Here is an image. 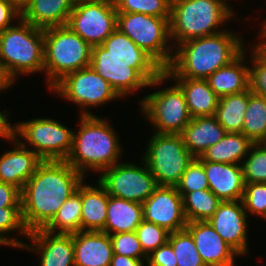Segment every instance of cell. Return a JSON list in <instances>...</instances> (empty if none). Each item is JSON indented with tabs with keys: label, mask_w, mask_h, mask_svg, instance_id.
<instances>
[{
	"label": "cell",
	"mask_w": 266,
	"mask_h": 266,
	"mask_svg": "<svg viewBox=\"0 0 266 266\" xmlns=\"http://www.w3.org/2000/svg\"><path fill=\"white\" fill-rule=\"evenodd\" d=\"M85 177L66 161H42L21 190V212L30 232L44 228Z\"/></svg>",
	"instance_id": "cell-1"
},
{
	"label": "cell",
	"mask_w": 266,
	"mask_h": 266,
	"mask_svg": "<svg viewBox=\"0 0 266 266\" xmlns=\"http://www.w3.org/2000/svg\"><path fill=\"white\" fill-rule=\"evenodd\" d=\"M243 42L242 37L228 30L187 40L173 46L176 50L164 72L169 78L207 79L246 50Z\"/></svg>",
	"instance_id": "cell-2"
},
{
	"label": "cell",
	"mask_w": 266,
	"mask_h": 266,
	"mask_svg": "<svg viewBox=\"0 0 266 266\" xmlns=\"http://www.w3.org/2000/svg\"><path fill=\"white\" fill-rule=\"evenodd\" d=\"M82 110L79 131L73 132L72 149L65 160L84 177L87 170L102 172L119 163L122 146L109 121Z\"/></svg>",
	"instance_id": "cell-3"
},
{
	"label": "cell",
	"mask_w": 266,
	"mask_h": 266,
	"mask_svg": "<svg viewBox=\"0 0 266 266\" xmlns=\"http://www.w3.org/2000/svg\"><path fill=\"white\" fill-rule=\"evenodd\" d=\"M90 67L105 79L120 98L170 78L154 59H118L102 45L92 47Z\"/></svg>",
	"instance_id": "cell-4"
},
{
	"label": "cell",
	"mask_w": 266,
	"mask_h": 266,
	"mask_svg": "<svg viewBox=\"0 0 266 266\" xmlns=\"http://www.w3.org/2000/svg\"><path fill=\"white\" fill-rule=\"evenodd\" d=\"M226 2L227 0H172L170 41L176 40L179 45L190 39L224 31L219 30L222 23L232 19L235 12Z\"/></svg>",
	"instance_id": "cell-5"
},
{
	"label": "cell",
	"mask_w": 266,
	"mask_h": 266,
	"mask_svg": "<svg viewBox=\"0 0 266 266\" xmlns=\"http://www.w3.org/2000/svg\"><path fill=\"white\" fill-rule=\"evenodd\" d=\"M17 23L0 33V62L14 82L18 75L44 71V29L22 18Z\"/></svg>",
	"instance_id": "cell-6"
},
{
	"label": "cell",
	"mask_w": 266,
	"mask_h": 266,
	"mask_svg": "<svg viewBox=\"0 0 266 266\" xmlns=\"http://www.w3.org/2000/svg\"><path fill=\"white\" fill-rule=\"evenodd\" d=\"M92 46L67 25L44 29V72L49 90L66 74L90 67Z\"/></svg>",
	"instance_id": "cell-7"
},
{
	"label": "cell",
	"mask_w": 266,
	"mask_h": 266,
	"mask_svg": "<svg viewBox=\"0 0 266 266\" xmlns=\"http://www.w3.org/2000/svg\"><path fill=\"white\" fill-rule=\"evenodd\" d=\"M169 21L170 18L143 13H117V28L149 54L163 69L170 65L174 52L172 45L168 43L170 42Z\"/></svg>",
	"instance_id": "cell-8"
},
{
	"label": "cell",
	"mask_w": 266,
	"mask_h": 266,
	"mask_svg": "<svg viewBox=\"0 0 266 266\" xmlns=\"http://www.w3.org/2000/svg\"><path fill=\"white\" fill-rule=\"evenodd\" d=\"M158 186H176L195 158L186 148L181 134L154 133L142 155Z\"/></svg>",
	"instance_id": "cell-9"
},
{
	"label": "cell",
	"mask_w": 266,
	"mask_h": 266,
	"mask_svg": "<svg viewBox=\"0 0 266 266\" xmlns=\"http://www.w3.org/2000/svg\"><path fill=\"white\" fill-rule=\"evenodd\" d=\"M73 132L59 121L35 118L11 126V135L21 136L43 160L65 161L72 149Z\"/></svg>",
	"instance_id": "cell-10"
},
{
	"label": "cell",
	"mask_w": 266,
	"mask_h": 266,
	"mask_svg": "<svg viewBox=\"0 0 266 266\" xmlns=\"http://www.w3.org/2000/svg\"><path fill=\"white\" fill-rule=\"evenodd\" d=\"M140 105L155 133L181 134L192 119L185 95L176 83L143 97Z\"/></svg>",
	"instance_id": "cell-11"
},
{
	"label": "cell",
	"mask_w": 266,
	"mask_h": 266,
	"mask_svg": "<svg viewBox=\"0 0 266 266\" xmlns=\"http://www.w3.org/2000/svg\"><path fill=\"white\" fill-rule=\"evenodd\" d=\"M117 13L114 0H76L66 25L93 47L117 28Z\"/></svg>",
	"instance_id": "cell-12"
},
{
	"label": "cell",
	"mask_w": 266,
	"mask_h": 266,
	"mask_svg": "<svg viewBox=\"0 0 266 266\" xmlns=\"http://www.w3.org/2000/svg\"><path fill=\"white\" fill-rule=\"evenodd\" d=\"M102 172L97 182L109 196L120 199L142 204L158 187L144 160L142 167L119 162Z\"/></svg>",
	"instance_id": "cell-13"
},
{
	"label": "cell",
	"mask_w": 266,
	"mask_h": 266,
	"mask_svg": "<svg viewBox=\"0 0 266 266\" xmlns=\"http://www.w3.org/2000/svg\"><path fill=\"white\" fill-rule=\"evenodd\" d=\"M50 91L80 108L83 107L82 109L93 106L96 108L120 97L111 85L91 67L66 74Z\"/></svg>",
	"instance_id": "cell-14"
},
{
	"label": "cell",
	"mask_w": 266,
	"mask_h": 266,
	"mask_svg": "<svg viewBox=\"0 0 266 266\" xmlns=\"http://www.w3.org/2000/svg\"><path fill=\"white\" fill-rule=\"evenodd\" d=\"M143 219L169 232L186 229L183 198L176 186H158L142 203Z\"/></svg>",
	"instance_id": "cell-15"
},
{
	"label": "cell",
	"mask_w": 266,
	"mask_h": 266,
	"mask_svg": "<svg viewBox=\"0 0 266 266\" xmlns=\"http://www.w3.org/2000/svg\"><path fill=\"white\" fill-rule=\"evenodd\" d=\"M241 200L222 201L214 215L208 220L221 238L238 254L245 255L248 250L247 218Z\"/></svg>",
	"instance_id": "cell-16"
},
{
	"label": "cell",
	"mask_w": 266,
	"mask_h": 266,
	"mask_svg": "<svg viewBox=\"0 0 266 266\" xmlns=\"http://www.w3.org/2000/svg\"><path fill=\"white\" fill-rule=\"evenodd\" d=\"M186 229L191 233L206 266H236L235 260L239 254L221 238L208 221L188 222Z\"/></svg>",
	"instance_id": "cell-17"
},
{
	"label": "cell",
	"mask_w": 266,
	"mask_h": 266,
	"mask_svg": "<svg viewBox=\"0 0 266 266\" xmlns=\"http://www.w3.org/2000/svg\"><path fill=\"white\" fill-rule=\"evenodd\" d=\"M33 243L22 248L33 250L41 256L40 266H75L73 234L51 233L36 229L29 232Z\"/></svg>",
	"instance_id": "cell-18"
},
{
	"label": "cell",
	"mask_w": 266,
	"mask_h": 266,
	"mask_svg": "<svg viewBox=\"0 0 266 266\" xmlns=\"http://www.w3.org/2000/svg\"><path fill=\"white\" fill-rule=\"evenodd\" d=\"M6 139L14 142L15 148L0 157V182L22 190L43 160L31 148L28 149L26 144H21L18 138L10 135Z\"/></svg>",
	"instance_id": "cell-19"
},
{
	"label": "cell",
	"mask_w": 266,
	"mask_h": 266,
	"mask_svg": "<svg viewBox=\"0 0 266 266\" xmlns=\"http://www.w3.org/2000/svg\"><path fill=\"white\" fill-rule=\"evenodd\" d=\"M199 161L203 164L209 189L221 201L242 200L245 182L241 165Z\"/></svg>",
	"instance_id": "cell-20"
},
{
	"label": "cell",
	"mask_w": 266,
	"mask_h": 266,
	"mask_svg": "<svg viewBox=\"0 0 266 266\" xmlns=\"http://www.w3.org/2000/svg\"><path fill=\"white\" fill-rule=\"evenodd\" d=\"M75 266H110L113 255L110 235L103 231L73 234Z\"/></svg>",
	"instance_id": "cell-21"
},
{
	"label": "cell",
	"mask_w": 266,
	"mask_h": 266,
	"mask_svg": "<svg viewBox=\"0 0 266 266\" xmlns=\"http://www.w3.org/2000/svg\"><path fill=\"white\" fill-rule=\"evenodd\" d=\"M227 132L215 115L191 119L181 133L184 144L195 157H200L209 147L219 142Z\"/></svg>",
	"instance_id": "cell-22"
},
{
	"label": "cell",
	"mask_w": 266,
	"mask_h": 266,
	"mask_svg": "<svg viewBox=\"0 0 266 266\" xmlns=\"http://www.w3.org/2000/svg\"><path fill=\"white\" fill-rule=\"evenodd\" d=\"M246 55L244 50L230 64L217 69L206 79L210 88L219 98L250 89V67L243 64L247 59L245 58Z\"/></svg>",
	"instance_id": "cell-23"
},
{
	"label": "cell",
	"mask_w": 266,
	"mask_h": 266,
	"mask_svg": "<svg viewBox=\"0 0 266 266\" xmlns=\"http://www.w3.org/2000/svg\"><path fill=\"white\" fill-rule=\"evenodd\" d=\"M81 231H102L107 219L109 195L98 182L96 186L80 184Z\"/></svg>",
	"instance_id": "cell-24"
},
{
	"label": "cell",
	"mask_w": 266,
	"mask_h": 266,
	"mask_svg": "<svg viewBox=\"0 0 266 266\" xmlns=\"http://www.w3.org/2000/svg\"><path fill=\"white\" fill-rule=\"evenodd\" d=\"M76 0H32L21 18L41 29L65 26Z\"/></svg>",
	"instance_id": "cell-25"
},
{
	"label": "cell",
	"mask_w": 266,
	"mask_h": 266,
	"mask_svg": "<svg viewBox=\"0 0 266 266\" xmlns=\"http://www.w3.org/2000/svg\"><path fill=\"white\" fill-rule=\"evenodd\" d=\"M185 95L192 118L215 115L219 97L210 88L206 79L171 78Z\"/></svg>",
	"instance_id": "cell-26"
},
{
	"label": "cell",
	"mask_w": 266,
	"mask_h": 266,
	"mask_svg": "<svg viewBox=\"0 0 266 266\" xmlns=\"http://www.w3.org/2000/svg\"><path fill=\"white\" fill-rule=\"evenodd\" d=\"M143 220L141 203L109 196L107 219L103 232L111 235L120 232H133Z\"/></svg>",
	"instance_id": "cell-27"
},
{
	"label": "cell",
	"mask_w": 266,
	"mask_h": 266,
	"mask_svg": "<svg viewBox=\"0 0 266 266\" xmlns=\"http://www.w3.org/2000/svg\"><path fill=\"white\" fill-rule=\"evenodd\" d=\"M252 144L253 142L243 133L227 132L219 142L209 147L197 159L241 165Z\"/></svg>",
	"instance_id": "cell-28"
},
{
	"label": "cell",
	"mask_w": 266,
	"mask_h": 266,
	"mask_svg": "<svg viewBox=\"0 0 266 266\" xmlns=\"http://www.w3.org/2000/svg\"><path fill=\"white\" fill-rule=\"evenodd\" d=\"M248 90L219 98L215 116L226 132L242 133Z\"/></svg>",
	"instance_id": "cell-29"
},
{
	"label": "cell",
	"mask_w": 266,
	"mask_h": 266,
	"mask_svg": "<svg viewBox=\"0 0 266 266\" xmlns=\"http://www.w3.org/2000/svg\"><path fill=\"white\" fill-rule=\"evenodd\" d=\"M179 193L187 222L208 221L222 203L210 189Z\"/></svg>",
	"instance_id": "cell-30"
},
{
	"label": "cell",
	"mask_w": 266,
	"mask_h": 266,
	"mask_svg": "<svg viewBox=\"0 0 266 266\" xmlns=\"http://www.w3.org/2000/svg\"><path fill=\"white\" fill-rule=\"evenodd\" d=\"M81 196L80 185L59 208L53 219L43 228L44 230L62 234H74L81 231Z\"/></svg>",
	"instance_id": "cell-31"
},
{
	"label": "cell",
	"mask_w": 266,
	"mask_h": 266,
	"mask_svg": "<svg viewBox=\"0 0 266 266\" xmlns=\"http://www.w3.org/2000/svg\"><path fill=\"white\" fill-rule=\"evenodd\" d=\"M242 133L253 143L266 140V97L248 90V106L245 112Z\"/></svg>",
	"instance_id": "cell-32"
},
{
	"label": "cell",
	"mask_w": 266,
	"mask_h": 266,
	"mask_svg": "<svg viewBox=\"0 0 266 266\" xmlns=\"http://www.w3.org/2000/svg\"><path fill=\"white\" fill-rule=\"evenodd\" d=\"M168 242L177 259V266H206L199 255L191 233L187 229L170 232Z\"/></svg>",
	"instance_id": "cell-33"
},
{
	"label": "cell",
	"mask_w": 266,
	"mask_h": 266,
	"mask_svg": "<svg viewBox=\"0 0 266 266\" xmlns=\"http://www.w3.org/2000/svg\"><path fill=\"white\" fill-rule=\"evenodd\" d=\"M108 54L118 59H153L143 49L116 28L101 44Z\"/></svg>",
	"instance_id": "cell-34"
},
{
	"label": "cell",
	"mask_w": 266,
	"mask_h": 266,
	"mask_svg": "<svg viewBox=\"0 0 266 266\" xmlns=\"http://www.w3.org/2000/svg\"><path fill=\"white\" fill-rule=\"evenodd\" d=\"M14 230L26 237L29 235V231L26 229L22 219L21 207L0 208V245L23 247L24 242L22 243L16 237L9 238L5 235Z\"/></svg>",
	"instance_id": "cell-35"
},
{
	"label": "cell",
	"mask_w": 266,
	"mask_h": 266,
	"mask_svg": "<svg viewBox=\"0 0 266 266\" xmlns=\"http://www.w3.org/2000/svg\"><path fill=\"white\" fill-rule=\"evenodd\" d=\"M248 155L245 157L246 161L241 164L244 182L266 183V145L264 143H253Z\"/></svg>",
	"instance_id": "cell-36"
},
{
	"label": "cell",
	"mask_w": 266,
	"mask_h": 266,
	"mask_svg": "<svg viewBox=\"0 0 266 266\" xmlns=\"http://www.w3.org/2000/svg\"><path fill=\"white\" fill-rule=\"evenodd\" d=\"M172 0H114L116 11L170 18Z\"/></svg>",
	"instance_id": "cell-37"
},
{
	"label": "cell",
	"mask_w": 266,
	"mask_h": 266,
	"mask_svg": "<svg viewBox=\"0 0 266 266\" xmlns=\"http://www.w3.org/2000/svg\"><path fill=\"white\" fill-rule=\"evenodd\" d=\"M136 234L144 253L148 256L168 242L170 232L152 222L142 220L136 228Z\"/></svg>",
	"instance_id": "cell-38"
},
{
	"label": "cell",
	"mask_w": 266,
	"mask_h": 266,
	"mask_svg": "<svg viewBox=\"0 0 266 266\" xmlns=\"http://www.w3.org/2000/svg\"><path fill=\"white\" fill-rule=\"evenodd\" d=\"M251 52L250 88L255 94L266 97V48L259 42Z\"/></svg>",
	"instance_id": "cell-39"
},
{
	"label": "cell",
	"mask_w": 266,
	"mask_h": 266,
	"mask_svg": "<svg viewBox=\"0 0 266 266\" xmlns=\"http://www.w3.org/2000/svg\"><path fill=\"white\" fill-rule=\"evenodd\" d=\"M242 203L246 213L266 217V183H245Z\"/></svg>",
	"instance_id": "cell-40"
},
{
	"label": "cell",
	"mask_w": 266,
	"mask_h": 266,
	"mask_svg": "<svg viewBox=\"0 0 266 266\" xmlns=\"http://www.w3.org/2000/svg\"><path fill=\"white\" fill-rule=\"evenodd\" d=\"M110 239L114 254H119L135 259L148 258L141 247L135 231L111 234Z\"/></svg>",
	"instance_id": "cell-41"
},
{
	"label": "cell",
	"mask_w": 266,
	"mask_h": 266,
	"mask_svg": "<svg viewBox=\"0 0 266 266\" xmlns=\"http://www.w3.org/2000/svg\"><path fill=\"white\" fill-rule=\"evenodd\" d=\"M176 188L178 192H193L195 190L209 189L203 164L197 158H194L187 166Z\"/></svg>",
	"instance_id": "cell-42"
},
{
	"label": "cell",
	"mask_w": 266,
	"mask_h": 266,
	"mask_svg": "<svg viewBox=\"0 0 266 266\" xmlns=\"http://www.w3.org/2000/svg\"><path fill=\"white\" fill-rule=\"evenodd\" d=\"M146 266H177L171 244L167 242L148 255Z\"/></svg>",
	"instance_id": "cell-43"
},
{
	"label": "cell",
	"mask_w": 266,
	"mask_h": 266,
	"mask_svg": "<svg viewBox=\"0 0 266 266\" xmlns=\"http://www.w3.org/2000/svg\"><path fill=\"white\" fill-rule=\"evenodd\" d=\"M21 207V190L14 185L0 182V208Z\"/></svg>",
	"instance_id": "cell-44"
},
{
	"label": "cell",
	"mask_w": 266,
	"mask_h": 266,
	"mask_svg": "<svg viewBox=\"0 0 266 266\" xmlns=\"http://www.w3.org/2000/svg\"><path fill=\"white\" fill-rule=\"evenodd\" d=\"M21 18V14L9 0H0V33L12 26L14 19Z\"/></svg>",
	"instance_id": "cell-45"
},
{
	"label": "cell",
	"mask_w": 266,
	"mask_h": 266,
	"mask_svg": "<svg viewBox=\"0 0 266 266\" xmlns=\"http://www.w3.org/2000/svg\"><path fill=\"white\" fill-rule=\"evenodd\" d=\"M144 261L147 262V259H135L113 253L110 266H144Z\"/></svg>",
	"instance_id": "cell-46"
},
{
	"label": "cell",
	"mask_w": 266,
	"mask_h": 266,
	"mask_svg": "<svg viewBox=\"0 0 266 266\" xmlns=\"http://www.w3.org/2000/svg\"><path fill=\"white\" fill-rule=\"evenodd\" d=\"M8 114L0 111V137L6 139L11 135V123L8 122Z\"/></svg>",
	"instance_id": "cell-47"
},
{
	"label": "cell",
	"mask_w": 266,
	"mask_h": 266,
	"mask_svg": "<svg viewBox=\"0 0 266 266\" xmlns=\"http://www.w3.org/2000/svg\"><path fill=\"white\" fill-rule=\"evenodd\" d=\"M13 82L0 62V93L2 90L9 89L8 87L12 86Z\"/></svg>",
	"instance_id": "cell-48"
},
{
	"label": "cell",
	"mask_w": 266,
	"mask_h": 266,
	"mask_svg": "<svg viewBox=\"0 0 266 266\" xmlns=\"http://www.w3.org/2000/svg\"><path fill=\"white\" fill-rule=\"evenodd\" d=\"M9 1L12 3L14 8L20 14H22L28 8V6L31 4L32 0H9Z\"/></svg>",
	"instance_id": "cell-49"
},
{
	"label": "cell",
	"mask_w": 266,
	"mask_h": 266,
	"mask_svg": "<svg viewBox=\"0 0 266 266\" xmlns=\"http://www.w3.org/2000/svg\"><path fill=\"white\" fill-rule=\"evenodd\" d=\"M262 26V29H261V33L259 32V36L261 39L265 38L266 39V26L264 24L261 25ZM260 43L266 48V40H263L262 42L260 41Z\"/></svg>",
	"instance_id": "cell-50"
}]
</instances>
